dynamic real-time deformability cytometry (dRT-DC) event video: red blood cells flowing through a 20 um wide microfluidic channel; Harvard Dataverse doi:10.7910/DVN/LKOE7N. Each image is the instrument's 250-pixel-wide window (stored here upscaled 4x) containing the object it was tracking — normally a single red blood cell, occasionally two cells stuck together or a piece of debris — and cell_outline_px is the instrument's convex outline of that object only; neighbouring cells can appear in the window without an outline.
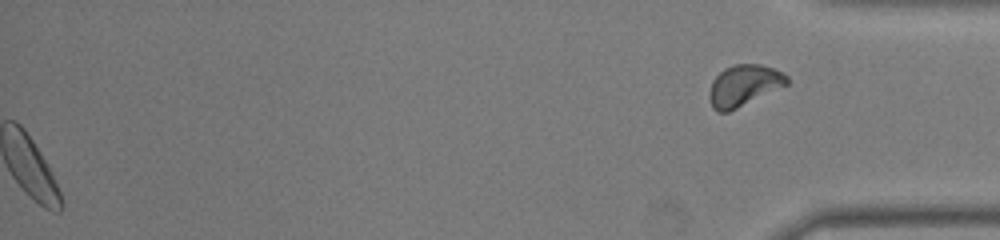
{"species": "common noctule bat (a hibernating species)", "species_latin": "Nyctalus noctula", "temperature_condition": "warm", "stored_images_in_passage": 42, "segment_of_instrument_passage": [2, 2], "camera_frame_rate_fps": 3000, "um_per_image_px": 0.085, "animal": {"sex": "male", "body_mass_g": 19.0, "forearm_length_mm": 50.8}, "frame": {"image": 1, "passage_image": 42, "time_ms": 13.667, "image_size_px": [1000, 240], "cell_outline_px": [[788, 84], [728, 112], [716, 112], [712, 108], [708, 100], [708, 92], [712, 80], [724, 68], [732, 64], [760, 64], [784, 72], [788, 76]], "centroid_in_image_um": [63.19, 7.26], "position_along_channel_um": 372.0, "area_um2": 18.79}}